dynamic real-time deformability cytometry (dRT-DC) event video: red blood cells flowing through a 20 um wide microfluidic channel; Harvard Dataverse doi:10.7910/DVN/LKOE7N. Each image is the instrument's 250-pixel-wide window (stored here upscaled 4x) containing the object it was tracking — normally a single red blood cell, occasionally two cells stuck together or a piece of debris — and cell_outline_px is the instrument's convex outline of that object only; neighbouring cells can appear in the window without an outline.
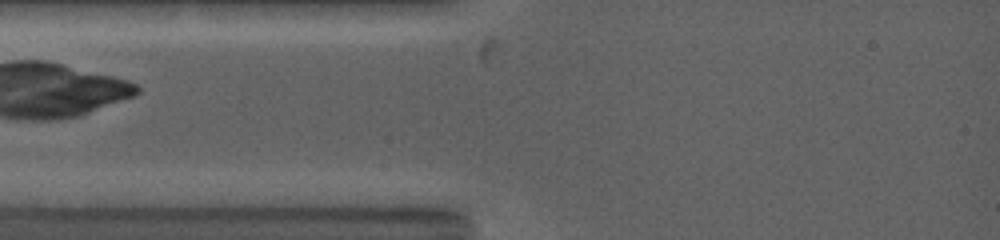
{"species": "common noctule bat (a hibernating species)", "species_latin": "Nyctalus noctula", "temperature_condition": "warm", "stored_images_in_passage": 2, "camera_frame_rate_fps": 5000, "um_per_image_px": 0.085, "animal": {"sex": "female", "body_mass_g": 19.0, "forearm_length_mm": 53.3}, "frame": {"image": 1, "passage_image": 1, "time_ms": 0.0, "image_size_px": [1000, 240], "cell_outline_px": [[432, 164], [416, 168], [320, 168], [296, 164], [296, 160], [304, 156], [416, 156], [428, 160]], "centroid_in_image_um": [30.88, 13.76], "position_along_channel_um": 54.1, "area_um2": 10.75}}